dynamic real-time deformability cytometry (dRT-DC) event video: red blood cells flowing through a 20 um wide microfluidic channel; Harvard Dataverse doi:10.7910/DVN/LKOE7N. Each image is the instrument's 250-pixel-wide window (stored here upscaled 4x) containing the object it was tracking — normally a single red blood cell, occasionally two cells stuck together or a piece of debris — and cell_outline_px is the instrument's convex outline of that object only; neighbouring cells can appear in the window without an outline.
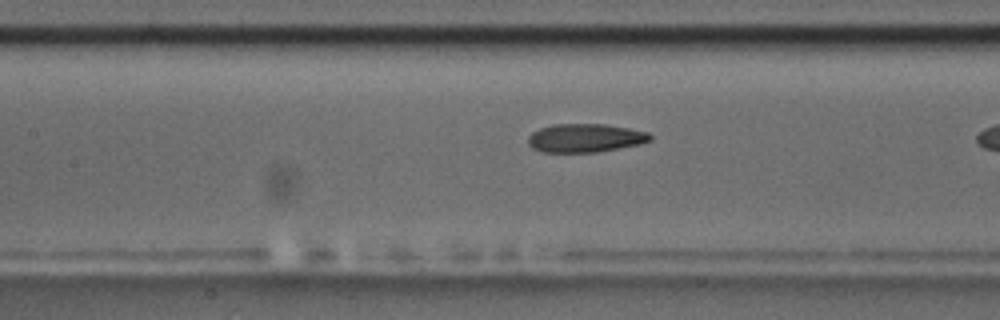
{"species": "common noctule bat (a hibernating species)", "species_latin": "Nyctalus noctula", "temperature_condition": "room temperature", "stored_images_in_passage": 22, "camera_frame_rate_fps": 3000, "um_per_image_px": 0.085, "animal": {"sex": "male", "body_mass_g": 17.5, "forearm_length_mm": 52.3}, "frame": {"image": 1, "passage_image": 16, "time_ms": 5.0, "image_size_px": [1000, 320], "cell_outline_px": [[652, 140], [640, 144], [596, 152], [544, 152], [532, 148], [528, 144], [528, 136], [532, 132], [540, 128], [552, 124], [604, 124], [628, 128], [648, 132], [652, 136]], "centroid_in_image_um": [49.73, 11.72], "position_along_channel_um": 157.7, "area_um2": 20.29}}